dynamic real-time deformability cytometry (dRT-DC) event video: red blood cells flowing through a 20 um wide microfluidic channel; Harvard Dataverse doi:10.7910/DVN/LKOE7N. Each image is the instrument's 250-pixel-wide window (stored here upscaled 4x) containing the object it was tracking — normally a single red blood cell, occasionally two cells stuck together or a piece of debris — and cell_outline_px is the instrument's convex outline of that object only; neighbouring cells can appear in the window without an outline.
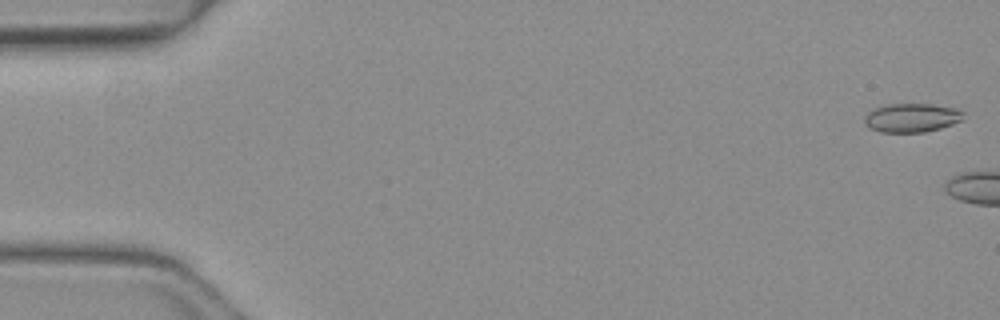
{"species": "common noctule bat (a hibernating species)", "species_latin": "Nyctalus noctula", "temperature_condition": "warm", "stored_images_in_passage": 4, "camera_frame_rate_fps": 3000, "um_per_image_px": 0.085, "animal": {"sex": "female", "body_mass_g": 19.3, "forearm_length_mm": 54.1}, "frame": {"image": 1, "passage_image": 1, "time_ms": 0.0, "image_size_px": [1000, 320], "cell_outline_px": [[964, 120], [940, 128], [924, 132], [880, 132], [868, 128], [864, 124], [864, 116], [872, 108], [888, 104], [932, 104], [960, 108], [964, 112]], "centroid_in_image_um": [77.5, 10.0], "position_along_channel_um": 7.5, "area_um2": 16.99}}